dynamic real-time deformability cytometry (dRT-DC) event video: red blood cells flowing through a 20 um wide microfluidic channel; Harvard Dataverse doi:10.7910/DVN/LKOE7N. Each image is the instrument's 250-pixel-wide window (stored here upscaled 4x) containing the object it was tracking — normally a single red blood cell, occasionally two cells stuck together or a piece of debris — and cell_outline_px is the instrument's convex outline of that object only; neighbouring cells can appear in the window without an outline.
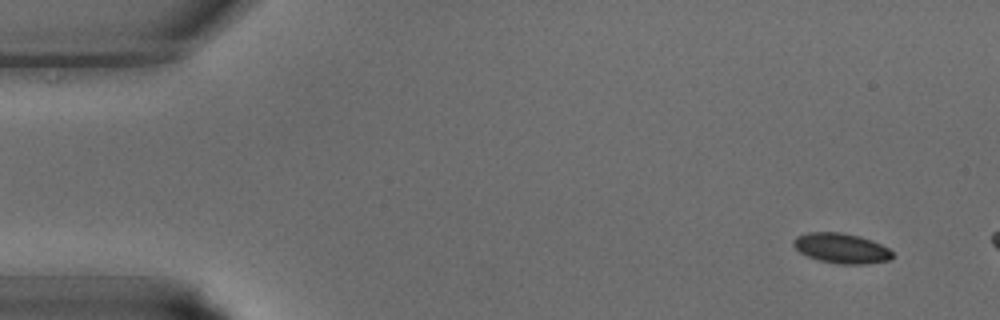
{"species": "common noctule bat (a hibernating species)", "species_latin": "Nyctalus noctula", "temperature_condition": "warm", "stored_images_in_passage": 9, "camera_frame_rate_fps": 3000, "um_per_image_px": 0.085, "animal": {"sex": "male", "body_mass_g": 15.6}, "frame": {"image": 1, "passage_image": 3, "time_ms": 0.667, "image_size_px": [1000, 320], "cell_outline_px": [[892, 256], [888, 260], [864, 264], [840, 264], [820, 260], [808, 256], [800, 252], [792, 244], [792, 240], [796, 236], [808, 232], [840, 232], [860, 236], [872, 240], [888, 248], [892, 252]], "centroid_in_image_um": [71.49, 21.09], "position_along_channel_um": 13.5, "area_um2": 17.22}}